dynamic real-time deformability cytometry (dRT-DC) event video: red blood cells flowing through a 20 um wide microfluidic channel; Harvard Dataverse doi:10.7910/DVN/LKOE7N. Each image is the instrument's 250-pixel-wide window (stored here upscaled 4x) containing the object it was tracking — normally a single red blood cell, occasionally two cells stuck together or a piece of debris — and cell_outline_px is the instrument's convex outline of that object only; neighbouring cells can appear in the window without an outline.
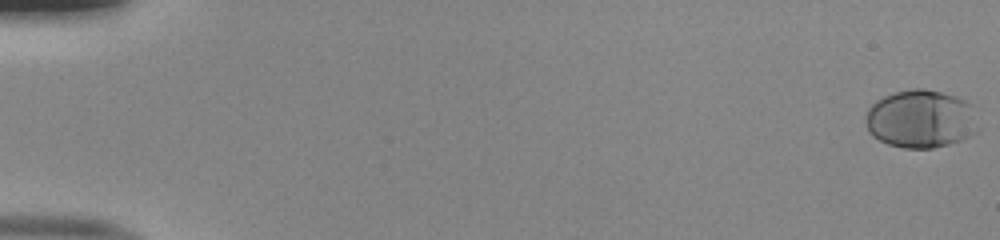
{"species": "human", "species_latin": "Homo sapiens", "temperature_condition": "room temperature", "stored_images_in_passage": 15, "camera_frame_rate_fps": 3000, "um_per_image_px": 0.085, "donor": {"sex": "male"}, "frame": {"image": 1, "passage_image": 1, "time_ms": 0.0, "image_size_px": [1000, 240], "cell_outline_px": [[980, 128], [976, 132], [960, 140], [948, 144], [932, 148], [904, 148], [888, 144], [872, 136], [868, 132], [868, 108], [876, 100], [884, 96], [896, 92], [912, 88], [924, 88], [956, 96], [964, 100], [968, 104]], "centroid_in_image_um": [78.26, 10.11], "position_along_channel_um": 6.7, "area_um2": 37.74}}